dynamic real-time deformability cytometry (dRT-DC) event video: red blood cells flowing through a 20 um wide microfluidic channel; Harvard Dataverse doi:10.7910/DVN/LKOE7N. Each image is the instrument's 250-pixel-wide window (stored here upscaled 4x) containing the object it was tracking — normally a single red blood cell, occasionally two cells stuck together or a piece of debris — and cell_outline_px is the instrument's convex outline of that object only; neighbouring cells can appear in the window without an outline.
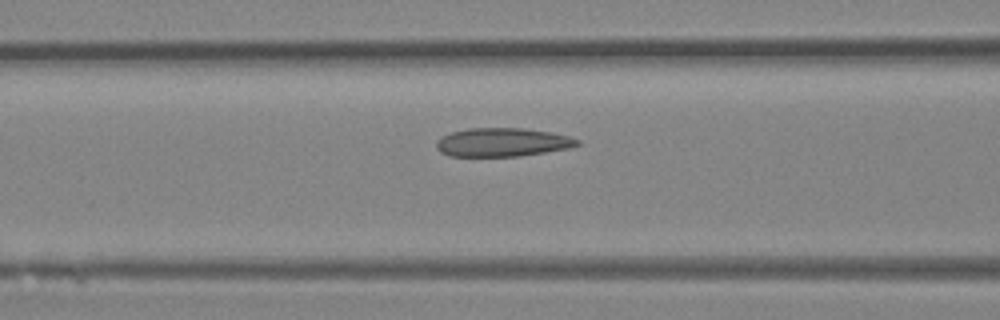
{"species": "Egyptian fruit bat (a non-hibernating species)", "species_latin": "Rousettus aegyptiacus", "temperature_condition": "room temperature", "stored_images_in_passage": 15, "camera_frame_rate_fps": 3000, "um_per_image_px": 0.085, "animal": {"sex": "female"}, "frame": {"image": 1, "passage_image": 13, "time_ms": 4.0, "image_size_px": [1000, 320], "cell_outline_px": [[580, 144], [568, 148], [520, 156], [448, 156], [440, 152], [436, 148], [436, 140], [452, 132], [468, 128], [524, 128], [552, 132], [568, 136], [580, 140]], "centroid_in_image_um": [42.69, 12.09], "position_along_channel_um": 123.9, "area_um2": 23.47}}